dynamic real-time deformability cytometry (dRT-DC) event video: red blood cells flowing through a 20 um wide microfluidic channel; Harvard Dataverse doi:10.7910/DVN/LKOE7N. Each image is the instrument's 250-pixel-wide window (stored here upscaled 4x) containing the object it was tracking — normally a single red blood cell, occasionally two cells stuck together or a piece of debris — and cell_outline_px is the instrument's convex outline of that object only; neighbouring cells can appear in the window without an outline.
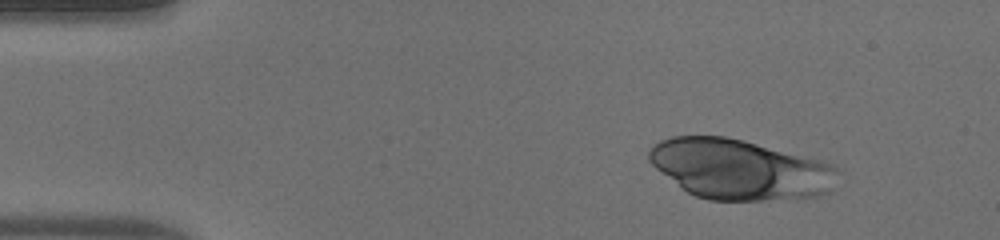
{"species": "human", "species_latin": "Homo sapiens", "temperature_condition": "warm", "stored_images_in_passage": 50, "camera_frame_rate_fps": 3000, "um_per_image_px": 0.085, "donor": {"sex": "male"}, "frame": {"image": 1, "passage_image": 6, "time_ms": 1.667, "image_size_px": [1000, 240], "cell_outline_px": [[836, 168], [832, 192], [820, 196], [796, 200], [708, 200], [696, 196], [688, 192], [656, 168], [648, 160], [648, 152], [652, 144], [660, 140], [672, 136], [724, 136], [744, 140], [824, 160], [836, 164]], "centroid_in_image_um": [62.93, 14.4], "position_along_channel_um": 22.1, "area_um2": 66.76}}